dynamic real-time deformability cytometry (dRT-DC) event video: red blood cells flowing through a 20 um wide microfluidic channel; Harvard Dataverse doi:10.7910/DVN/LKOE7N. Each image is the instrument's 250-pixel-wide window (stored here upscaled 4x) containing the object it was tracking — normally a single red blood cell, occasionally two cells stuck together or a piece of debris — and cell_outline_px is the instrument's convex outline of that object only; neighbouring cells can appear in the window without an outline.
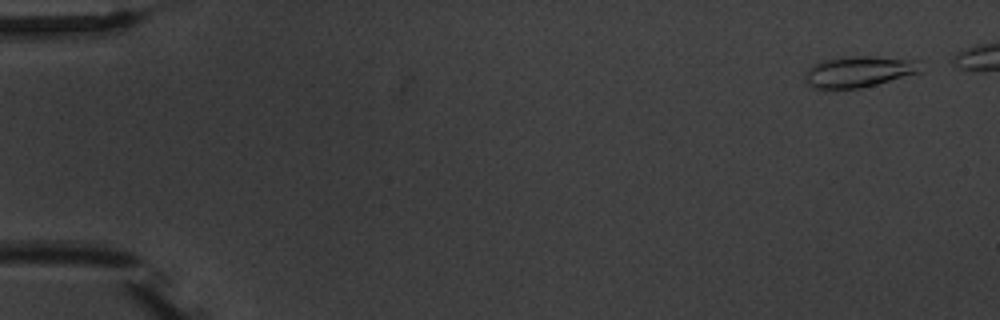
{"species": "common noctule bat (a hibernating species)", "species_latin": "Nyctalus noctula", "temperature_condition": "warm", "stored_images_in_passage": 5, "camera_frame_rate_fps": 3000, "um_per_image_px": 0.085, "animal": {"sex": "male", "body_mass_g": 20.1, "forearm_length_mm": 53.5}, "frame": {"image": 1, "passage_image": 1, "time_ms": 0.0, "image_size_px": [1000, 320], "cell_outline_px": [[920, 72], [876, 84], [860, 88], [816, 88], [808, 84], [804, 76], [808, 68], [812, 64], [820, 60], [836, 56], [868, 56], [920, 60]], "centroid_in_image_um": [72.96, 6.06], "position_along_channel_um": 12.0, "area_um2": 20.98}}